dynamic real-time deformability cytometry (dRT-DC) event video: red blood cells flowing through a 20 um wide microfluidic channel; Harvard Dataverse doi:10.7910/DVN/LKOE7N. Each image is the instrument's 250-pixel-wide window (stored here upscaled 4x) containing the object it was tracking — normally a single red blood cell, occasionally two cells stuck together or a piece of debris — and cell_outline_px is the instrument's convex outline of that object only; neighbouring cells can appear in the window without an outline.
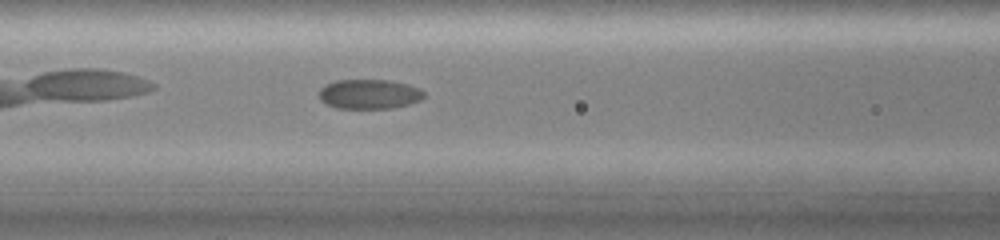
{"species": "common noctule bat (a hibernating species)", "species_latin": "Nyctalus noctula", "temperature_condition": "cold", "stored_images_in_passage": 33, "camera_frame_rate_fps": 3000, "um_per_image_px": 0.085, "animal": {"sex": "female", "body_mass_g": 19.0, "forearm_length_mm": 51.5}, "frame": {"image": 1, "passage_image": 6, "time_ms": 1.667, "image_size_px": [1000, 240], "cell_outline_px": [[424, 96], [420, 100], [408, 104], [388, 108], [336, 108], [320, 100], [320, 88], [324, 84], [336, 80], [388, 80], [408, 84], [420, 88], [424, 92]], "centroid_in_image_um": [31.37, 7.98], "position_along_channel_um": 135.2, "area_um2": 18.03}}
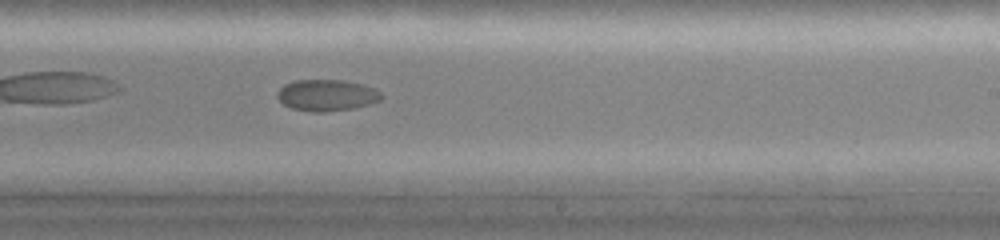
{"frame": {"image": 2, "passage_image": 16, "time_ms": 5.0, "image_size_px": [1000, 240], "cell_outline_px": [[380, 100], [368, 104], [352, 108], [320, 112], [292, 108], [284, 104], [276, 96], [276, 92], [284, 84], [296, 80], [340, 80], [360, 84], [376, 88], [380, 92]], "centroid_in_image_um": [27.74, 8.08], "position_along_channel_um": 261.3, "area_um2": 18.67}}
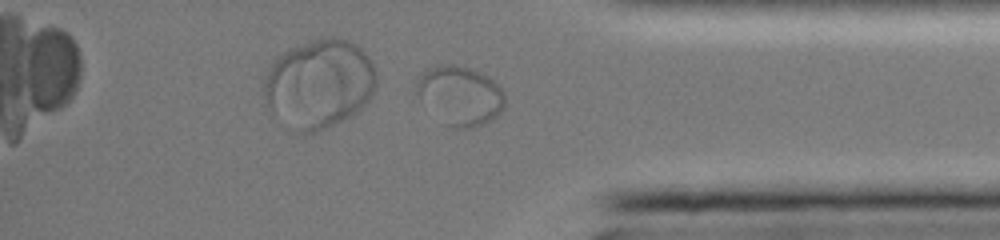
{"frame": {"image": 3, "passage_image": 27, "time_ms": 8.667, "image_size_px": [1000, 240], "cell_outline_px": [[504, 108], [496, 116], [484, 124], [472, 128], [464, 128], [448, 124], [420, 100], [416, 88], [416, 80], [428, 68], [436, 64], [456, 64], [480, 72], [488, 76], [504, 92]], "centroid_in_image_um": [39.12, 8.08], "position_along_channel_um": 396.1, "area_um2": 29.88}}